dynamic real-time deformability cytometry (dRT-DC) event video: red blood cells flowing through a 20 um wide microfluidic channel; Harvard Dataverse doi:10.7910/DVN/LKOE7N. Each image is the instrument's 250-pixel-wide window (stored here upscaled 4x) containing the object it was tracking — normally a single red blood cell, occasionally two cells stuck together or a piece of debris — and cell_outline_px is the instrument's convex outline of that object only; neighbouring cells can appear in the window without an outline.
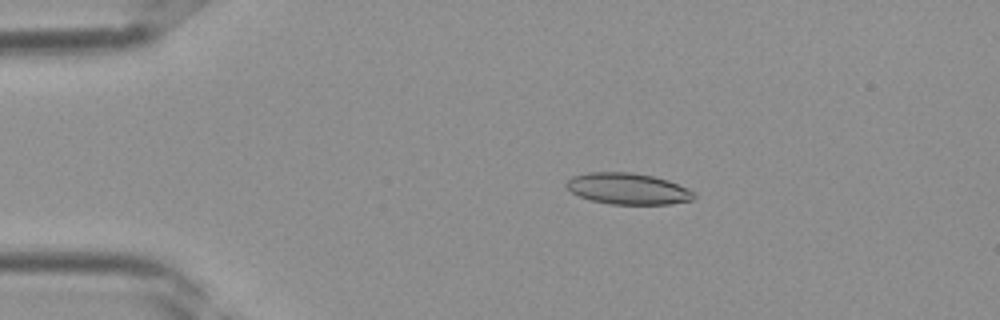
{"species": "Egyptian fruit bat (a non-hibernating species)", "species_latin": "Rousettus aegyptiacus", "temperature_condition": "room temperature", "stored_images_in_passage": 37, "camera_frame_rate_fps": 3000, "um_per_image_px": 0.085, "frame": {"image": 1, "passage_image": 7, "time_ms": 2.0, "image_size_px": [1000, 320], "cell_outline_px": [[696, 196], [692, 200], [668, 204], [612, 204], [592, 200], [580, 196], [572, 192], [564, 184], [572, 176], [588, 172], [632, 172], [652, 176], [668, 180], [688, 188], [696, 192]], "centroid_in_image_um": [53.39, 16.03], "position_along_channel_um": 31.6, "area_um2": 23.24}}
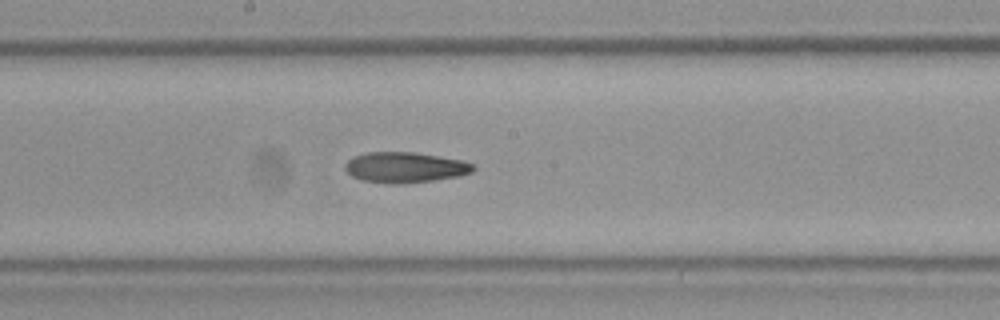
{"frame": {"image": 2, "passage_image": 20, "time_ms": 6.333, "image_size_px": [1000, 320], "cell_outline_px": [[476, 168], [472, 172], [460, 176], [436, 180], [400, 184], [388, 184], [364, 180], [352, 176], [344, 168], [344, 164], [352, 156], [368, 152], [412, 152], [464, 160], [476, 164]], "centroid_in_image_um": [34.46, 14.23], "position_along_channel_um": 213.7, "area_um2": 23.06}}
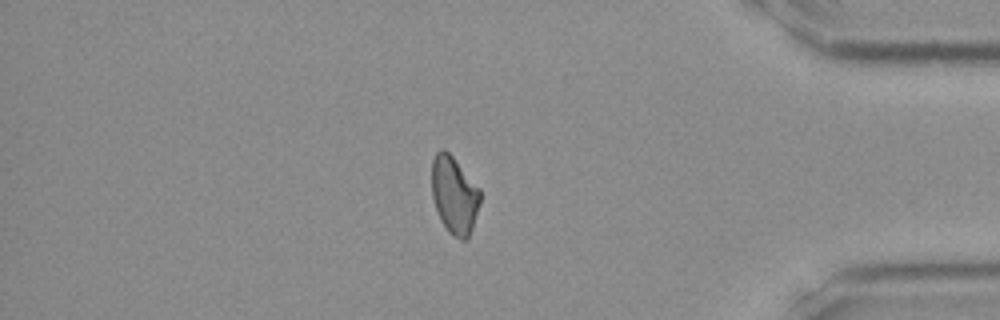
{"frame": {"image": 3, "passage_image": 32, "time_ms": 10.333, "image_size_px": [1000, 320], "cell_outline_px": [[480, 200], [472, 228], [468, 240], [460, 240], [452, 236], [448, 232], [440, 220], [432, 196], [432, 160], [436, 152], [440, 148], [444, 148], [452, 156], [480, 188]], "centroid_in_image_um": [38.6, 16.59], "position_along_channel_um": 396.6, "area_um2": 21.91}}